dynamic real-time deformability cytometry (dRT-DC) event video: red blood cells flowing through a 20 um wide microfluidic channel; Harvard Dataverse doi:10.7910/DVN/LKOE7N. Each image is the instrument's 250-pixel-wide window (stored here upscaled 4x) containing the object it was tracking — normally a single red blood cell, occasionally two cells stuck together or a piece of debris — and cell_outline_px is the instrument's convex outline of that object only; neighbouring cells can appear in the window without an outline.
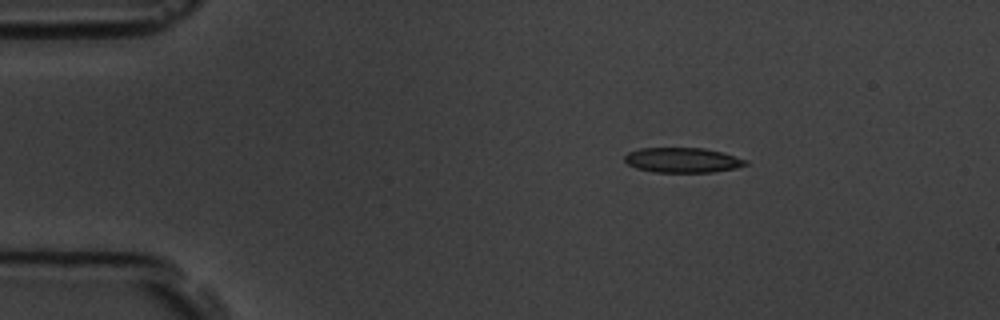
{"species": "common noctule bat (a hibernating species)", "species_latin": "Nyctalus noctula", "temperature_condition": "room temperature", "stored_images_in_passage": 2, "camera_frame_rate_fps": 3000, "um_per_image_px": 0.085, "animal": {"sex": "male", "body_mass_g": 19.5, "forearm_length_mm": 54.6}, "frame": {"image": 1, "passage_image": 1, "time_ms": 0.0, "image_size_px": [1000, 320], "cell_outline_px": [[748, 164], [736, 168], [712, 172], [652, 172], [636, 168], [628, 164], [624, 160], [624, 156], [628, 152], [640, 148], [704, 148], [724, 152], [748, 160]], "centroid_in_image_um": [58.03, 13.61], "position_along_channel_um": 27.0, "area_um2": 17.74}}